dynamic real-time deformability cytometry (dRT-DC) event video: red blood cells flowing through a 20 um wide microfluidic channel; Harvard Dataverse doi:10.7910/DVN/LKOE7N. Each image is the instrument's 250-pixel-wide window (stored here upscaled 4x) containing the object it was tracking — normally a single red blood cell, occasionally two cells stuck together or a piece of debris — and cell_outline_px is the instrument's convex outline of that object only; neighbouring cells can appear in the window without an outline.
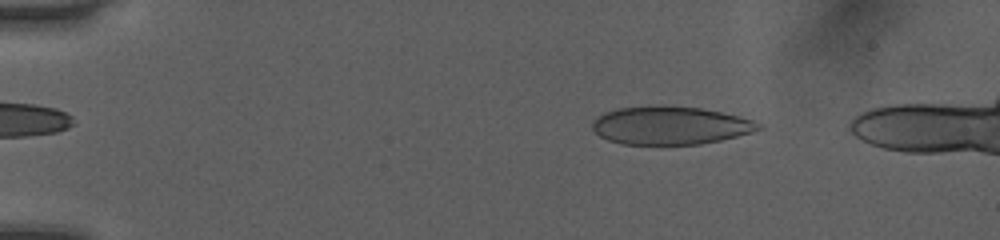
{"species": "human", "species_latin": "Homo sapiens", "temperature_condition": "room temperature", "stored_images_in_passage": 49, "camera_frame_rate_fps": 3000, "um_per_image_px": 0.085, "donor": {"sex": "female"}, "frame": {"image": 1, "passage_image": 8, "time_ms": 2.333, "image_size_px": [1000, 240], "cell_outline_px": [[764, 128], [752, 132], [720, 140], [700, 144], [620, 144], [608, 140], [600, 136], [592, 128], [592, 124], [596, 116], [604, 112], [620, 108], [648, 104], [664, 104], [700, 108], [720, 112], [752, 120], [764, 124]], "centroid_in_image_um": [56.95, 10.64], "position_along_channel_um": 28.1, "area_um2": 37.28}}
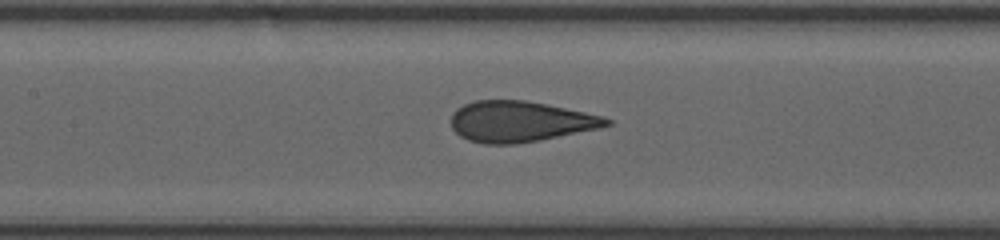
{"frame": {"image": 2, "passage_image": 24, "time_ms": 7.667, "image_size_px": [1000, 240], "cell_outline_px": [[612, 124], [600, 128], [540, 140], [516, 144], [484, 144], [468, 140], [460, 136], [452, 128], [452, 112], [456, 108], [464, 104], [476, 100], [524, 100], [548, 104], [604, 116], [612, 120]], "centroid_in_image_um": [44.21, 10.33], "position_along_channel_um": 163.2, "area_um2": 37.11}}
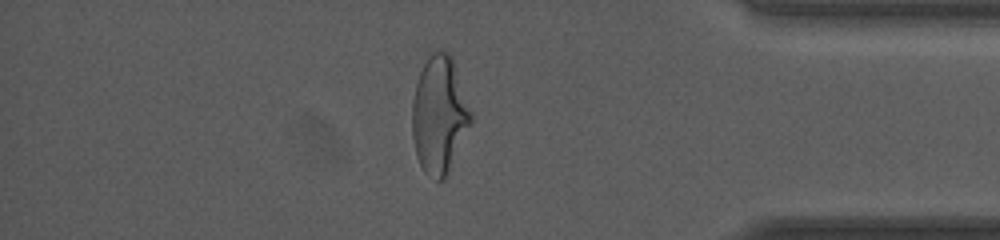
{"frame": {"image": 3, "passage_image": 43, "time_ms": 14.0, "image_size_px": [1000, 240], "cell_outline_px": [[472, 120], [448, 172], [444, 180], [436, 180], [424, 172], [416, 156], [412, 136], [412, 104], [416, 84], [420, 72], [428, 52], [436, 48], [440, 48], [448, 52], [452, 56], [472, 112]], "centroid_in_image_um": [37.33, 9.7], "position_along_channel_um": 397.9, "area_um2": 40.34}}